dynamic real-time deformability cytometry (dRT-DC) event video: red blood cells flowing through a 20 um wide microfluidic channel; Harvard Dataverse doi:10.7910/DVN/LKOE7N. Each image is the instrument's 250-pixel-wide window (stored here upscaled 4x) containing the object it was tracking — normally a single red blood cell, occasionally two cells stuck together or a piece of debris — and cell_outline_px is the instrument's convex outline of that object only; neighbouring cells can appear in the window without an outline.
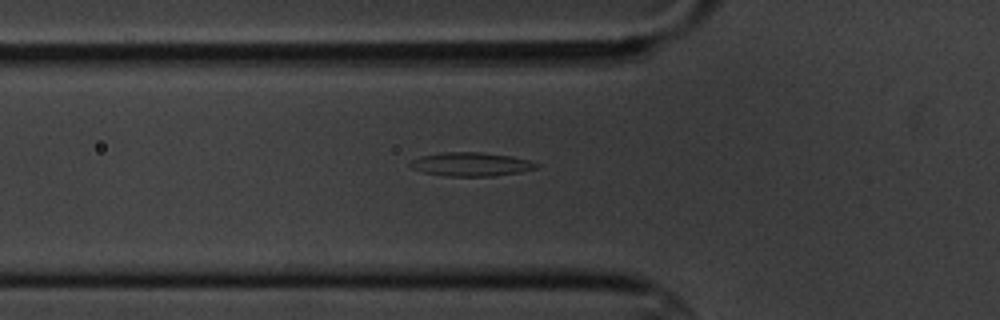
{"species": "common noctule bat (a hibernating species)", "species_latin": "Nyctalus noctula", "temperature_condition": "cold", "stored_images_in_passage": 6, "camera_frame_rate_fps": 3000, "um_per_image_px": 0.085, "animal": {"sex": "male", "body_mass_g": 20.1, "forearm_length_mm": 53.5}, "frame": {"image": 1, "passage_image": 6, "time_ms": 6.0, "image_size_px": [1000, 320], "cell_outline_px": [[540, 164], [536, 168], [520, 172], [492, 176], [448, 176], [424, 172], [412, 168], [408, 164], [412, 160], [420, 156], [444, 152], [480, 152], [512, 156], [528, 160]], "centroid_in_image_um": [40.04, 13.96], "position_along_channel_um": 85.8, "area_um2": 17.34}}